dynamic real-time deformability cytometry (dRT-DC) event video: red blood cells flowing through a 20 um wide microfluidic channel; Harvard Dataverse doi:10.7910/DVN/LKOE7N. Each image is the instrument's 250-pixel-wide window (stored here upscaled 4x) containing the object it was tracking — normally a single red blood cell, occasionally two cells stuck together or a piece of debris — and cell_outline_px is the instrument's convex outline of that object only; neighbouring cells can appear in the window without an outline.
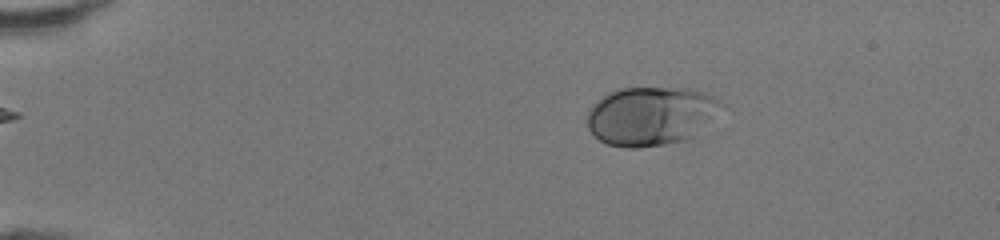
{"species": "human", "species_latin": "Homo sapiens", "temperature_condition": "room temperature", "stored_images_in_passage": 48, "camera_frame_rate_fps": 3000, "um_per_image_px": 0.085, "donor": {"sex": "female"}, "frame": {"image": 1, "passage_image": 9, "time_ms": 2.667, "image_size_px": [1000, 240], "cell_outline_px": [[728, 108], [688, 136], [680, 140], [664, 144], [636, 148], [624, 148], [608, 144], [600, 140], [588, 128], [588, 112], [608, 92], [616, 88], [684, 88], [704, 92], [716, 96], [728, 104]], "centroid_in_image_um": [55.38, 9.82], "position_along_channel_um": 29.6, "area_um2": 45.72}}
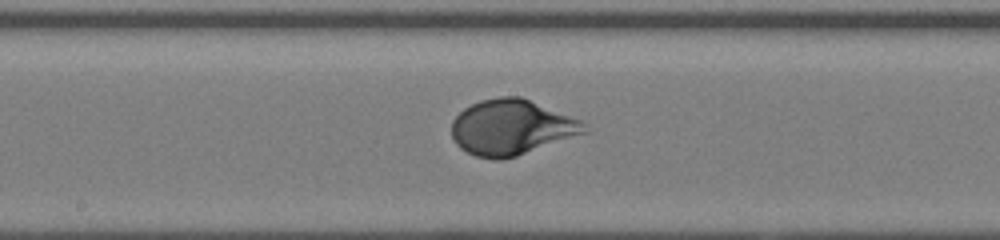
{"frame": {"image": 2, "passage_image": 27, "time_ms": 8.667, "image_size_px": [1000, 240], "cell_outline_px": [[588, 132], [516, 156], [500, 160], [496, 160], [476, 156], [460, 148], [456, 144], [452, 136], [452, 120], [464, 108], [480, 100], [500, 96], [520, 96], [580, 120], [584, 124]], "centroid_in_image_um": [43.44, 10.82], "position_along_channel_um": 204.8, "area_um2": 42.48}}
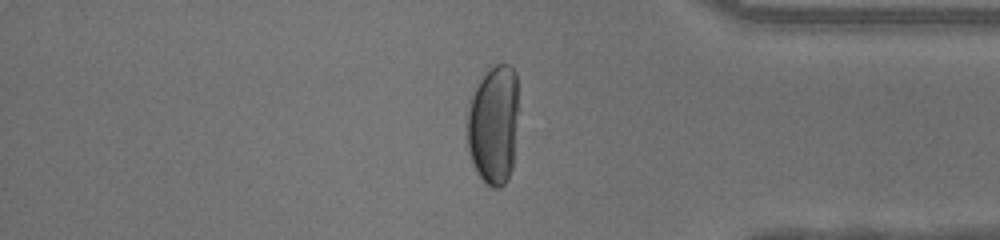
{"frame": {"image": 3, "passage_image": 41, "time_ms": 13.333, "image_size_px": [1000, 240], "cell_outline_px": [[516, 112], [512, 168], [504, 184], [500, 188], [492, 188], [484, 184], [476, 172], [472, 164], [468, 152], [468, 108], [472, 96], [480, 80], [488, 68], [496, 64], [508, 64], [516, 72]], "centroid_in_image_um": [41.92, 10.63], "position_along_channel_um": 393.3, "area_um2": 35.32}, "authors_computed_cell_mechanics": {"area_um2": 43.4656, "velocity_mm_per_s": 4.3037, "shape_relaxation_time_tau1_ms": 2.2982, "shape_relaxation_time_tau2_ms": null, "deformation_change_tau1": 0.1729, "deformation_change_tau2": null}}